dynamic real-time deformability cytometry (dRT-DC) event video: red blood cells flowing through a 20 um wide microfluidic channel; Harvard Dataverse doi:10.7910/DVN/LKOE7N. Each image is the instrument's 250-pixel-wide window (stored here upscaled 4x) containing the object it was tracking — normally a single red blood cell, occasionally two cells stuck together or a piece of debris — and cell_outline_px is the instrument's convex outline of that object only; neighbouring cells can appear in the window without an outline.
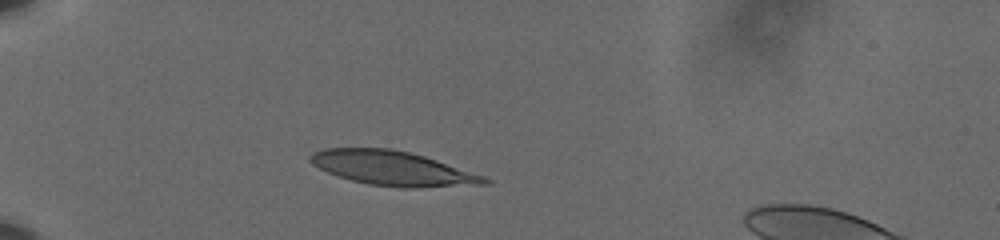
{"species": "human", "species_latin": "Homo sapiens", "temperature_condition": "cold", "stored_images_in_passage": 41, "camera_frame_rate_fps": 3000, "um_per_image_px": 0.085, "donor": {"sex": "male"}, "frame": {"image": 1, "passage_image": 1, "time_ms": 0.0, "image_size_px": [1000, 240], "cell_outline_px": [[492, 184], [420, 188], [400, 188], [368, 184], [336, 176], [312, 164], [308, 160], [308, 156], [312, 152], [324, 148], [388, 148], [408, 152], [424, 156], [484, 176], [492, 180]], "centroid_in_image_um": [33.38, 14.32], "position_along_channel_um": 51.6, "area_um2": 35.08}}
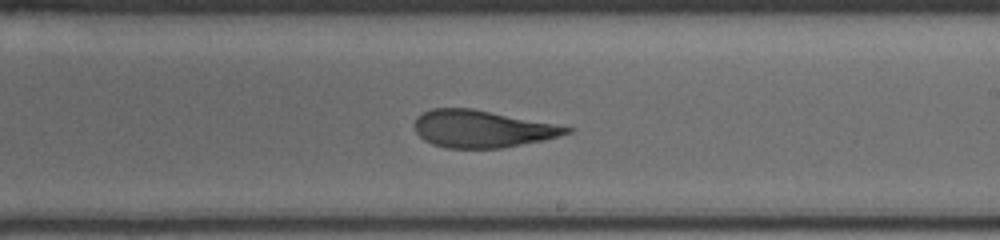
{"frame": {"image": 2, "passage_image": 20, "time_ms": 6.333, "image_size_px": [1000, 240], "cell_outline_px": [[572, 132], [544, 140], [500, 148], [444, 148], [432, 144], [424, 140], [416, 132], [416, 116], [432, 108], [472, 108], [572, 128]], "centroid_in_image_um": [40.92, 10.96], "position_along_channel_um": 248.1, "area_um2": 32.48}}
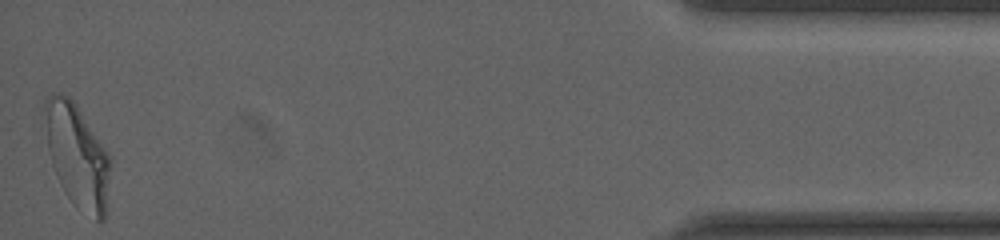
{"frame": {"image": 3, "passage_image": 41, "time_ms": 13.333, "image_size_px": [1000, 240], "cell_outline_px": [[112, 160], [104, 220], [96, 220], [76, 208], [72, 204], [64, 192], [60, 184], [52, 164], [48, 148], [44, 108], [44, 100], [52, 92], [60, 92], [68, 96], [76, 104], [112, 156]], "centroid_in_image_um": [6.59, 13.24], "position_along_channel_um": 428.6, "area_um2": 39.82}, "authors_computed_cell_mechanics": {"area_um2": 34.7378, "velocity_mm_per_s": 3.6014, "shape_relaxation_time_tau1_ms": 5.997, "shape_relaxation_time_tau2_ms": 1.9882, "deformation_change_tau1": 0.1835, "deformation_change_tau2": 0.0931}}